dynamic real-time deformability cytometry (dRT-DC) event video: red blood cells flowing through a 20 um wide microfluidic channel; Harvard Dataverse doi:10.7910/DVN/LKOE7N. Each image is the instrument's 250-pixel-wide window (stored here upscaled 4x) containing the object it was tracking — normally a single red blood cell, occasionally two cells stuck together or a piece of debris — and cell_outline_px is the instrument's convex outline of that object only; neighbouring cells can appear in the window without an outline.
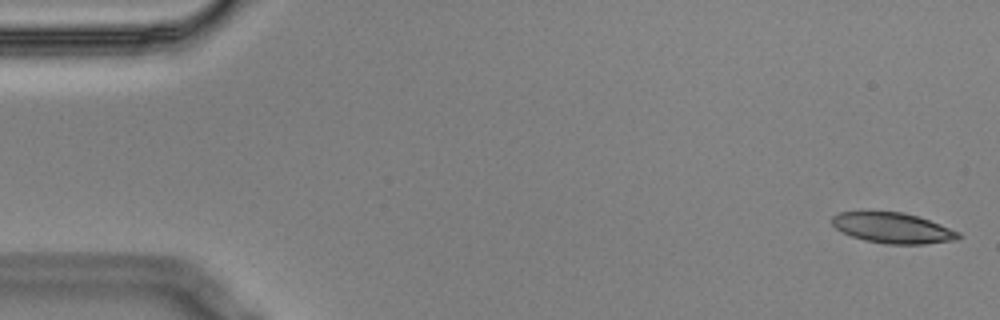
{"species": "Egyptian fruit bat (a non-hibernating species)", "species_latin": "Rousettus aegyptiacus", "temperature_condition": "cold", "stored_images_in_passage": 58, "camera_frame_rate_fps": 3000, "um_per_image_px": 0.085, "animal": {"sex": "male"}, "frame": {"image": 1, "passage_image": 2, "time_ms": 0.333, "image_size_px": [1000, 320], "cell_outline_px": [[960, 236], [956, 240], [924, 244], [888, 244], [864, 240], [852, 236], [836, 228], [832, 224], [832, 216], [840, 212], [900, 212], [916, 216], [940, 224], [960, 232]], "centroid_in_image_um": [75.89, 19.39], "position_along_channel_um": 9.1, "area_um2": 22.14}}
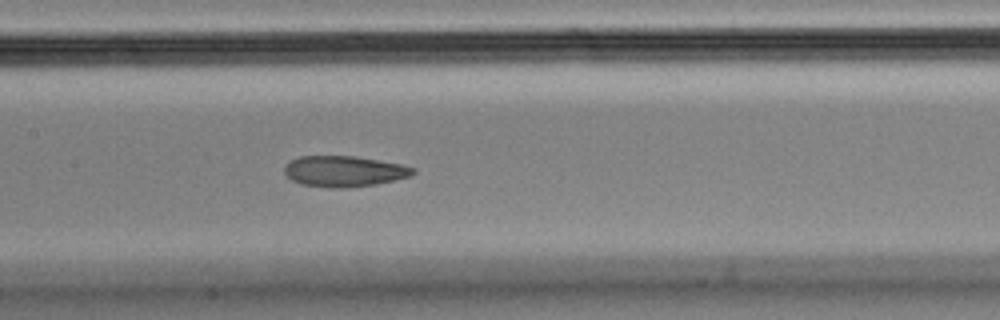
{"frame": {"image": 2, "passage_image": 27, "time_ms": 8.667, "image_size_px": [1000, 320], "cell_outline_px": [[416, 172], [412, 176], [372, 184], [348, 188], [332, 188], [300, 184], [292, 180], [284, 172], [284, 164], [300, 156], [352, 156], [400, 164], [416, 168]], "centroid_in_image_um": [29.22, 14.56], "position_along_channel_um": 178.2, "area_um2": 22.95}}
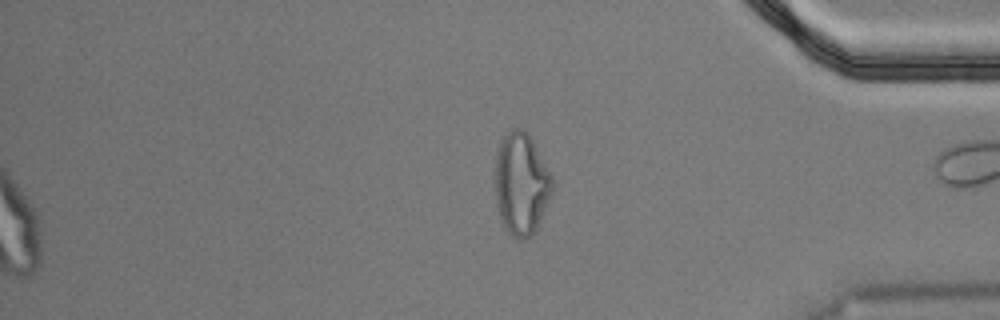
{"frame": {"image": 3, "passage_image": 58, "time_ms": 19.0, "image_size_px": [1000, 320], "cell_outline_px": [[556, 184], [540, 224], [528, 236], [520, 240], [512, 236], [508, 232], [500, 216], [496, 204], [496, 148], [500, 136], [512, 128], [524, 128], [532, 140], [552, 176]], "centroid_in_image_um": [44.32, 15.58], "position_along_channel_um": 390.9, "area_um2": 34.39}, "authors_computed_cell_mechanics": {"area_um2": 23.7558, "velocity_mm_per_s": 3.5296, "shape_relaxation_time_tau1_ms": null, "shape_relaxation_time_tau2_ms": 2.7499, "deformation_change_tau1": null, "deformation_change_tau2": 0.0974}}